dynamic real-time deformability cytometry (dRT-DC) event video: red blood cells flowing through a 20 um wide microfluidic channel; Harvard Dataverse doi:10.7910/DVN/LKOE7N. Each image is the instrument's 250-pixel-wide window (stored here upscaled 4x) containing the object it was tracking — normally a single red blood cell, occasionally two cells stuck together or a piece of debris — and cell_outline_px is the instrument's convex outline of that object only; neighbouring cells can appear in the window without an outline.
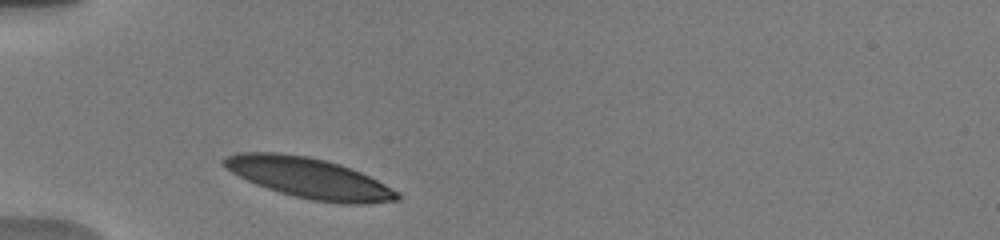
{"species": "human", "species_latin": "Homo sapiens", "temperature_condition": "warm", "stored_images_in_passage": 13, "camera_frame_rate_fps": 3000, "um_per_image_px": 0.085, "donor": {"sex": "male"}, "frame": {"image": 1, "passage_image": 2, "time_ms": 0.667, "image_size_px": [1000, 240], "cell_outline_px": [[400, 200], [368, 204], [344, 204], [312, 200], [280, 192], [256, 184], [224, 168], [220, 164], [220, 160], [224, 156], [236, 152], [276, 152], [308, 156], [340, 164], [360, 172], [400, 192]], "centroid_in_image_um": [26.25, 15.12], "position_along_channel_um": 58.8, "area_um2": 40.86}}
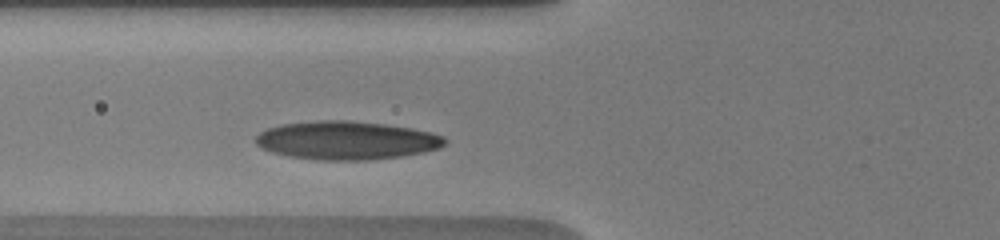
{"frame": {"image": 2, "passage_image": 10, "time_ms": 2.0, "image_size_px": [1000, 240], "cell_outline_px": [[448, 144], [440, 148], [424, 152], [400, 156], [368, 160], [320, 160], [288, 156], [272, 152], [260, 148], [256, 144], [256, 136], [260, 132], [268, 128], [284, 124], [320, 120], [348, 120], [384, 124], [412, 128], [432, 132], [444, 136], [448, 140]], "centroid_in_image_um": [29.49, 11.93], "position_along_channel_um": 96.3, "area_um2": 42.48}}